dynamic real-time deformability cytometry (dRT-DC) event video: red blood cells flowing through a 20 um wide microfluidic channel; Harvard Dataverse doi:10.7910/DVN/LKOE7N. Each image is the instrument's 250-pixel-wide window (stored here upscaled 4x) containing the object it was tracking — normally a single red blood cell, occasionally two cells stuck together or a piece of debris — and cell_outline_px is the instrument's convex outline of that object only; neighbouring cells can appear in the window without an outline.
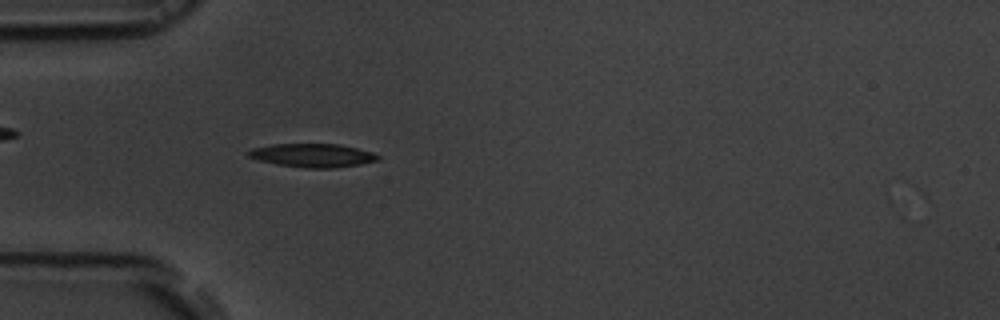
{"species": "common noctule bat (a hibernating species)", "species_latin": "Nyctalus noctula", "temperature_condition": "room temperature", "stored_images_in_passage": 27, "camera_frame_rate_fps": 3000, "um_per_image_px": 0.085, "animal": {"sex": "male", "body_mass_g": 19.5, "forearm_length_mm": 54.6}, "frame": {"image": 1, "passage_image": 8, "time_ms": 2.333, "image_size_px": [1000, 320], "cell_outline_px": [[380, 160], [360, 164], [332, 168], [304, 168], [276, 164], [260, 160], [248, 156], [244, 152], [252, 148], [272, 144], [340, 144], [372, 152], [380, 156]], "centroid_in_image_um": [26.56, 13.2], "position_along_channel_um": 58.4, "area_um2": 17.8}}
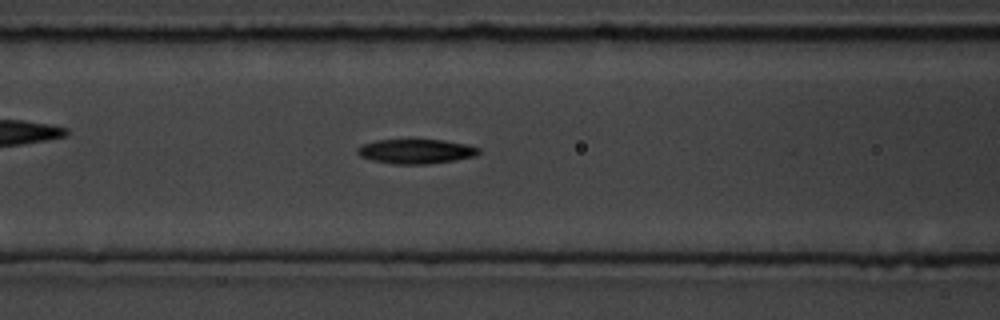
{"frame": {"image": 2, "passage_image": 14, "time_ms": 4.333, "image_size_px": [1000, 320], "cell_outline_px": [[480, 152], [476, 156], [456, 160], [428, 164], [392, 164], [372, 160], [360, 156], [356, 152], [356, 148], [364, 144], [376, 140], [444, 140], [468, 144], [480, 148]], "centroid_in_image_um": [35.38, 12.87], "position_along_channel_um": 131.2, "area_um2": 17.46}}
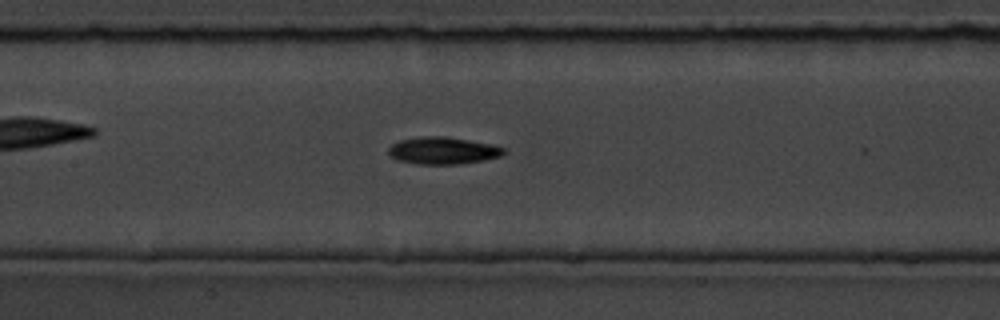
{"frame": {"image": 3, "passage_image": 17, "time_ms": 5.333, "image_size_px": [1000, 320], "cell_outline_px": [[508, 152], [500, 156], [484, 160], [460, 164], [416, 164], [396, 160], [388, 152], [388, 148], [392, 144], [400, 140], [424, 136], [444, 136], [492, 144], [504, 148]], "centroid_in_image_um": [37.66, 12.8], "position_along_channel_um": 169.7, "area_um2": 18.26}}